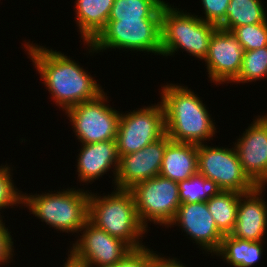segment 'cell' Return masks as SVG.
<instances>
[{"label": "cell", "mask_w": 267, "mask_h": 267, "mask_svg": "<svg viewBox=\"0 0 267 267\" xmlns=\"http://www.w3.org/2000/svg\"><path fill=\"white\" fill-rule=\"evenodd\" d=\"M150 261V247L143 246L141 248L131 249L116 263V267H149Z\"/></svg>", "instance_id": "29"}, {"label": "cell", "mask_w": 267, "mask_h": 267, "mask_svg": "<svg viewBox=\"0 0 267 267\" xmlns=\"http://www.w3.org/2000/svg\"><path fill=\"white\" fill-rule=\"evenodd\" d=\"M142 107L120 114L116 135L119 157L137 152L166 134L162 102Z\"/></svg>", "instance_id": "9"}, {"label": "cell", "mask_w": 267, "mask_h": 267, "mask_svg": "<svg viewBox=\"0 0 267 267\" xmlns=\"http://www.w3.org/2000/svg\"><path fill=\"white\" fill-rule=\"evenodd\" d=\"M74 21L84 43H91L106 27L114 0H75Z\"/></svg>", "instance_id": "19"}, {"label": "cell", "mask_w": 267, "mask_h": 267, "mask_svg": "<svg viewBox=\"0 0 267 267\" xmlns=\"http://www.w3.org/2000/svg\"><path fill=\"white\" fill-rule=\"evenodd\" d=\"M113 189L111 194L103 196L90 190L88 220L109 235L123 240L132 249L141 248L145 245L142 239L149 229L138 218L132 192Z\"/></svg>", "instance_id": "3"}, {"label": "cell", "mask_w": 267, "mask_h": 267, "mask_svg": "<svg viewBox=\"0 0 267 267\" xmlns=\"http://www.w3.org/2000/svg\"><path fill=\"white\" fill-rule=\"evenodd\" d=\"M165 0H114L108 20L161 19Z\"/></svg>", "instance_id": "23"}, {"label": "cell", "mask_w": 267, "mask_h": 267, "mask_svg": "<svg viewBox=\"0 0 267 267\" xmlns=\"http://www.w3.org/2000/svg\"><path fill=\"white\" fill-rule=\"evenodd\" d=\"M5 226V222L0 218V265L9 264L13 260V255H15L11 232Z\"/></svg>", "instance_id": "30"}, {"label": "cell", "mask_w": 267, "mask_h": 267, "mask_svg": "<svg viewBox=\"0 0 267 267\" xmlns=\"http://www.w3.org/2000/svg\"><path fill=\"white\" fill-rule=\"evenodd\" d=\"M80 233L68 253L86 266L114 265L132 249L126 242L109 235L89 220Z\"/></svg>", "instance_id": "11"}, {"label": "cell", "mask_w": 267, "mask_h": 267, "mask_svg": "<svg viewBox=\"0 0 267 267\" xmlns=\"http://www.w3.org/2000/svg\"><path fill=\"white\" fill-rule=\"evenodd\" d=\"M171 141L167 134L148 144L143 149L123 155L115 181L117 189H131L135 184L154 178L160 173L166 145Z\"/></svg>", "instance_id": "14"}, {"label": "cell", "mask_w": 267, "mask_h": 267, "mask_svg": "<svg viewBox=\"0 0 267 267\" xmlns=\"http://www.w3.org/2000/svg\"><path fill=\"white\" fill-rule=\"evenodd\" d=\"M198 174L216 182L223 191L245 194L257 187L242 170L234 146L198 145Z\"/></svg>", "instance_id": "10"}, {"label": "cell", "mask_w": 267, "mask_h": 267, "mask_svg": "<svg viewBox=\"0 0 267 267\" xmlns=\"http://www.w3.org/2000/svg\"><path fill=\"white\" fill-rule=\"evenodd\" d=\"M32 195L23 193L22 206L28 208L41 222L62 233H79L88 220L90 192L82 188H67Z\"/></svg>", "instance_id": "4"}, {"label": "cell", "mask_w": 267, "mask_h": 267, "mask_svg": "<svg viewBox=\"0 0 267 267\" xmlns=\"http://www.w3.org/2000/svg\"><path fill=\"white\" fill-rule=\"evenodd\" d=\"M86 267H116V264H114V265H103V266H86Z\"/></svg>", "instance_id": "33"}, {"label": "cell", "mask_w": 267, "mask_h": 267, "mask_svg": "<svg viewBox=\"0 0 267 267\" xmlns=\"http://www.w3.org/2000/svg\"><path fill=\"white\" fill-rule=\"evenodd\" d=\"M85 44L90 56L110 48L161 56V19L108 20L99 35Z\"/></svg>", "instance_id": "6"}, {"label": "cell", "mask_w": 267, "mask_h": 267, "mask_svg": "<svg viewBox=\"0 0 267 267\" xmlns=\"http://www.w3.org/2000/svg\"><path fill=\"white\" fill-rule=\"evenodd\" d=\"M162 254H156V251L151 249V261L149 267H187L185 263H182L178 258L163 257Z\"/></svg>", "instance_id": "31"}, {"label": "cell", "mask_w": 267, "mask_h": 267, "mask_svg": "<svg viewBox=\"0 0 267 267\" xmlns=\"http://www.w3.org/2000/svg\"><path fill=\"white\" fill-rule=\"evenodd\" d=\"M262 0H230L225 20L218 26L232 31L238 26L267 22L266 9Z\"/></svg>", "instance_id": "21"}, {"label": "cell", "mask_w": 267, "mask_h": 267, "mask_svg": "<svg viewBox=\"0 0 267 267\" xmlns=\"http://www.w3.org/2000/svg\"><path fill=\"white\" fill-rule=\"evenodd\" d=\"M267 78V46L244 51L240 73L233 83L256 82Z\"/></svg>", "instance_id": "25"}, {"label": "cell", "mask_w": 267, "mask_h": 267, "mask_svg": "<svg viewBox=\"0 0 267 267\" xmlns=\"http://www.w3.org/2000/svg\"><path fill=\"white\" fill-rule=\"evenodd\" d=\"M7 165L8 164H1L0 166V211L7 209L10 206V208H15L14 206L19 205V207L23 208V192L19 190L13 182V167ZM0 218H4V216L2 217L1 212Z\"/></svg>", "instance_id": "26"}, {"label": "cell", "mask_w": 267, "mask_h": 267, "mask_svg": "<svg viewBox=\"0 0 267 267\" xmlns=\"http://www.w3.org/2000/svg\"><path fill=\"white\" fill-rule=\"evenodd\" d=\"M67 254L68 258H65L66 261L62 265L63 267H86L83 263L76 261L69 253Z\"/></svg>", "instance_id": "32"}, {"label": "cell", "mask_w": 267, "mask_h": 267, "mask_svg": "<svg viewBox=\"0 0 267 267\" xmlns=\"http://www.w3.org/2000/svg\"><path fill=\"white\" fill-rule=\"evenodd\" d=\"M180 226L190 241L200 249L214 255L221 244L224 234L217 228L205 201L198 203H181L176 216L167 228ZM195 241V242H194ZM210 252V253H209Z\"/></svg>", "instance_id": "15"}, {"label": "cell", "mask_w": 267, "mask_h": 267, "mask_svg": "<svg viewBox=\"0 0 267 267\" xmlns=\"http://www.w3.org/2000/svg\"><path fill=\"white\" fill-rule=\"evenodd\" d=\"M107 94L103 92L93 100L76 104L64 111L80 144L116 140L121 112L107 104Z\"/></svg>", "instance_id": "8"}, {"label": "cell", "mask_w": 267, "mask_h": 267, "mask_svg": "<svg viewBox=\"0 0 267 267\" xmlns=\"http://www.w3.org/2000/svg\"><path fill=\"white\" fill-rule=\"evenodd\" d=\"M231 33L237 38L244 51L267 46V22L238 26Z\"/></svg>", "instance_id": "27"}, {"label": "cell", "mask_w": 267, "mask_h": 267, "mask_svg": "<svg viewBox=\"0 0 267 267\" xmlns=\"http://www.w3.org/2000/svg\"><path fill=\"white\" fill-rule=\"evenodd\" d=\"M80 147L76 157L77 179L80 183L91 184L110 170L114 176L112 180L115 181L120 159L116 140L81 144Z\"/></svg>", "instance_id": "17"}, {"label": "cell", "mask_w": 267, "mask_h": 267, "mask_svg": "<svg viewBox=\"0 0 267 267\" xmlns=\"http://www.w3.org/2000/svg\"><path fill=\"white\" fill-rule=\"evenodd\" d=\"M265 241H248L224 235L218 251L214 254L233 267H252L263 255Z\"/></svg>", "instance_id": "20"}, {"label": "cell", "mask_w": 267, "mask_h": 267, "mask_svg": "<svg viewBox=\"0 0 267 267\" xmlns=\"http://www.w3.org/2000/svg\"><path fill=\"white\" fill-rule=\"evenodd\" d=\"M178 186L181 203L206 202L222 191L216 182L200 174H196L187 180L179 181Z\"/></svg>", "instance_id": "24"}, {"label": "cell", "mask_w": 267, "mask_h": 267, "mask_svg": "<svg viewBox=\"0 0 267 267\" xmlns=\"http://www.w3.org/2000/svg\"><path fill=\"white\" fill-rule=\"evenodd\" d=\"M230 0H201L203 15H197L205 22L219 26L226 18V10Z\"/></svg>", "instance_id": "28"}, {"label": "cell", "mask_w": 267, "mask_h": 267, "mask_svg": "<svg viewBox=\"0 0 267 267\" xmlns=\"http://www.w3.org/2000/svg\"><path fill=\"white\" fill-rule=\"evenodd\" d=\"M166 84L160 88V98L166 134L171 141L200 145L214 139L216 123L200 96L187 85Z\"/></svg>", "instance_id": "2"}, {"label": "cell", "mask_w": 267, "mask_h": 267, "mask_svg": "<svg viewBox=\"0 0 267 267\" xmlns=\"http://www.w3.org/2000/svg\"><path fill=\"white\" fill-rule=\"evenodd\" d=\"M243 194L237 191H221L211 197L206 204L211 216L215 220L217 228L224 234L229 235L237 217L239 199Z\"/></svg>", "instance_id": "22"}, {"label": "cell", "mask_w": 267, "mask_h": 267, "mask_svg": "<svg viewBox=\"0 0 267 267\" xmlns=\"http://www.w3.org/2000/svg\"><path fill=\"white\" fill-rule=\"evenodd\" d=\"M174 4L165 3L161 13L162 56L168 58L179 51H185L198 60H204L209 42L218 26L205 22L195 13L174 8ZM180 9V10H179Z\"/></svg>", "instance_id": "5"}, {"label": "cell", "mask_w": 267, "mask_h": 267, "mask_svg": "<svg viewBox=\"0 0 267 267\" xmlns=\"http://www.w3.org/2000/svg\"><path fill=\"white\" fill-rule=\"evenodd\" d=\"M198 174V145L170 141L166 145L159 175L184 181Z\"/></svg>", "instance_id": "18"}, {"label": "cell", "mask_w": 267, "mask_h": 267, "mask_svg": "<svg viewBox=\"0 0 267 267\" xmlns=\"http://www.w3.org/2000/svg\"><path fill=\"white\" fill-rule=\"evenodd\" d=\"M129 190L138 218L146 229L149 222L167 228L181 204L178 182L160 175L135 184Z\"/></svg>", "instance_id": "7"}, {"label": "cell", "mask_w": 267, "mask_h": 267, "mask_svg": "<svg viewBox=\"0 0 267 267\" xmlns=\"http://www.w3.org/2000/svg\"><path fill=\"white\" fill-rule=\"evenodd\" d=\"M233 142L242 170L256 186H267V118L251 122Z\"/></svg>", "instance_id": "12"}, {"label": "cell", "mask_w": 267, "mask_h": 267, "mask_svg": "<svg viewBox=\"0 0 267 267\" xmlns=\"http://www.w3.org/2000/svg\"><path fill=\"white\" fill-rule=\"evenodd\" d=\"M244 49L230 32L217 28L209 42L208 53L203 60L210 82L232 83L240 73Z\"/></svg>", "instance_id": "13"}, {"label": "cell", "mask_w": 267, "mask_h": 267, "mask_svg": "<svg viewBox=\"0 0 267 267\" xmlns=\"http://www.w3.org/2000/svg\"><path fill=\"white\" fill-rule=\"evenodd\" d=\"M266 186H257L239 199L236 222L229 236L248 241L265 240L267 234V201L263 191Z\"/></svg>", "instance_id": "16"}, {"label": "cell", "mask_w": 267, "mask_h": 267, "mask_svg": "<svg viewBox=\"0 0 267 267\" xmlns=\"http://www.w3.org/2000/svg\"><path fill=\"white\" fill-rule=\"evenodd\" d=\"M25 52L40 75V81L63 112L85 101L93 100L104 92L101 84L70 56L61 51L24 40Z\"/></svg>", "instance_id": "1"}]
</instances>
